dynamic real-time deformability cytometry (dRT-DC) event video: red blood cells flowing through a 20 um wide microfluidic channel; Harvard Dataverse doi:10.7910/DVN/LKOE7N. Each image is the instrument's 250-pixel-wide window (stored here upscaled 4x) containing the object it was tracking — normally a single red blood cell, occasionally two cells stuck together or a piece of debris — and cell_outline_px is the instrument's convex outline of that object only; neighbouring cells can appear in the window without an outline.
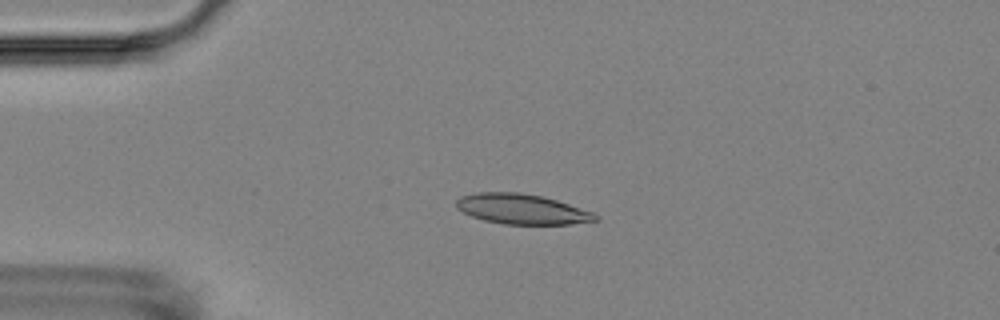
{"species": "Egyptian fruit bat (a non-hibernating species)", "species_latin": "Rousettus aegyptiacus", "temperature_condition": "room temperature", "stored_images_in_passage": 5, "camera_frame_rate_fps": 3000, "um_per_image_px": 0.085, "animal": {"sex": "female"}, "frame": {"image": 1, "passage_image": 3, "time_ms": 3.0, "image_size_px": [1000, 320], "cell_outline_px": [[600, 220], [572, 224], [504, 224], [484, 220], [472, 216], [456, 208], [456, 200], [460, 196], [476, 192], [520, 192], [540, 196], [556, 200], [592, 212], [600, 216]], "centroid_in_image_um": [44.35, 17.77], "position_along_channel_um": 40.6, "area_um2": 24.39}}
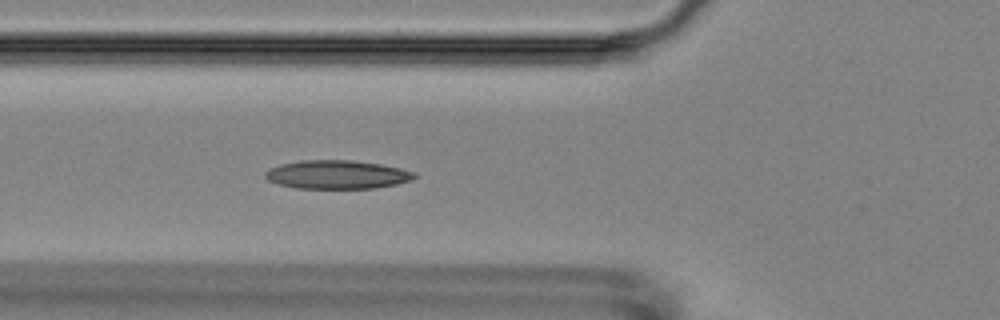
{"frame": {"image": 2, "passage_image": 5, "time_ms": 5.333, "image_size_px": [1000, 320], "cell_outline_px": [[416, 176], [412, 180], [396, 184], [376, 188], [296, 188], [280, 184], [268, 180], [264, 176], [264, 172], [268, 168], [280, 164], [300, 160], [352, 160], [380, 164], [400, 168], [416, 172]], "centroid_in_image_um": [28.64, 14.83], "position_along_channel_um": 97.2, "area_um2": 24.91}}